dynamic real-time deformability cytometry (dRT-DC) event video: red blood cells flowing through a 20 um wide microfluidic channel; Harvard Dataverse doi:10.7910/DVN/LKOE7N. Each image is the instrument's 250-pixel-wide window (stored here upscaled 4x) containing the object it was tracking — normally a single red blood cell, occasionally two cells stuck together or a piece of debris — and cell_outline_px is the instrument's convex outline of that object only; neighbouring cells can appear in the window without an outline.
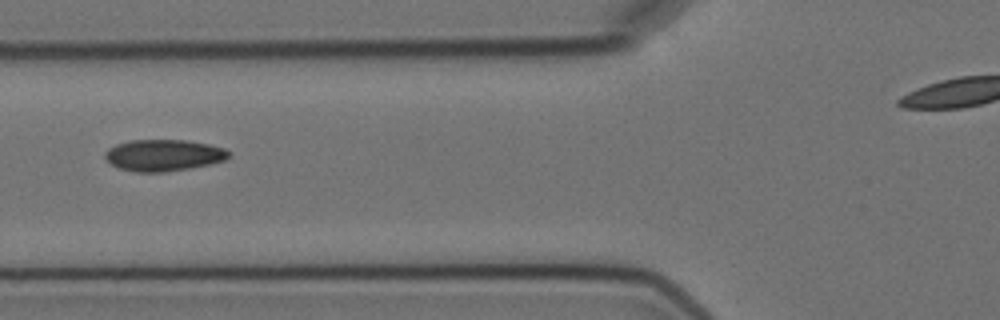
{"species": "Egyptian fruit bat (a non-hibernating species)", "species_latin": "Rousettus aegyptiacus", "temperature_condition": "cold", "stored_images_in_passage": 3, "camera_frame_rate_fps": 3000, "um_per_image_px": 0.085, "animal": {"sex": "female"}, "frame": {"image": 1, "passage_image": 2, "time_ms": 1.333, "image_size_px": [1000, 320], "cell_outline_px": [[232, 152], [224, 160], [208, 164], [188, 168], [164, 172], [136, 172], [120, 168], [112, 164], [104, 156], [104, 152], [108, 148], [116, 144], [128, 140], [188, 140], [208, 144], [224, 148]], "centroid_in_image_um": [13.88, 13.18], "position_along_channel_um": 111.9, "area_um2": 22.66}}
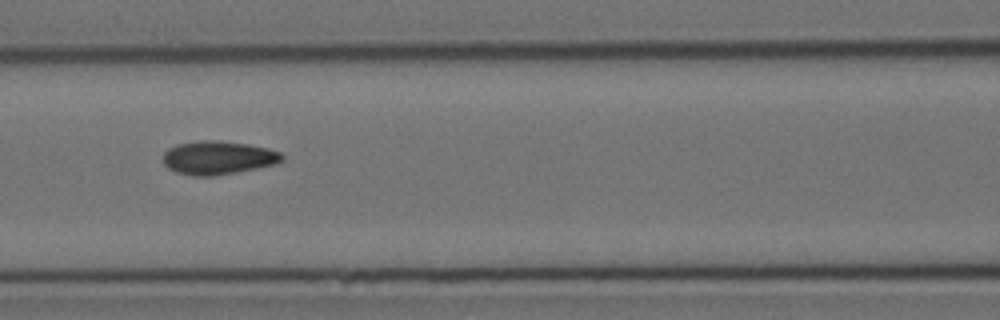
{"frame": {"image": 2, "passage_image": 3, "time_ms": 2.333, "image_size_px": [1000, 320], "cell_outline_px": [[284, 160], [276, 164], [236, 172], [212, 176], [192, 176], [176, 172], [168, 168], [164, 164], [164, 152], [168, 148], [176, 144], [200, 140], [220, 140], [248, 144], [268, 148], [280, 152], [284, 156]], "centroid_in_image_um": [18.54, 13.4], "position_along_channel_um": 148.1, "area_um2": 23.35}}